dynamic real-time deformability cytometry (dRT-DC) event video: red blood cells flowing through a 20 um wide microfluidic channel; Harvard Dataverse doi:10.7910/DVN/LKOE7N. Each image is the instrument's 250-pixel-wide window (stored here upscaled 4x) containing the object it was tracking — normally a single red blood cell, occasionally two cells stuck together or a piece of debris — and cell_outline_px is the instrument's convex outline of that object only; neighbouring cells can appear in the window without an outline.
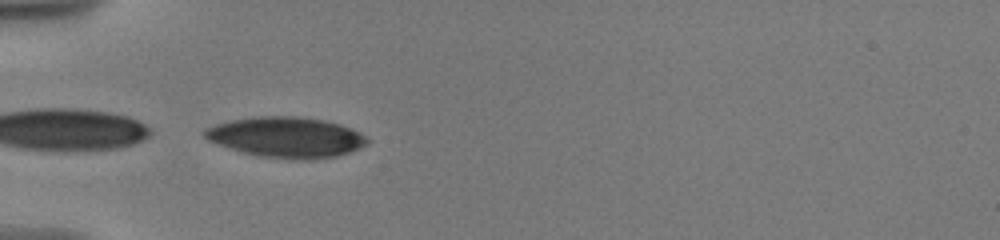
{"species": "human", "species_latin": "Homo sapiens", "temperature_condition": "warm", "stored_images_in_passage": 41, "camera_frame_rate_fps": 3000, "um_per_image_px": 0.085, "donor": {"sex": "male"}, "frame": {"image": 1, "passage_image": 2, "time_ms": 0.667, "image_size_px": [1000, 240], "cell_outline_px": [[372, 140], [368, 144], [360, 148], [336, 156], [304, 160], [292, 160], [260, 156], [244, 152], [208, 140], [204, 136], [204, 128], [216, 124], [232, 120], [256, 116], [296, 116], [324, 120], [340, 124], [360, 132]], "centroid_in_image_um": [24.38, 11.66], "position_along_channel_um": 60.6, "area_um2": 38.32}}
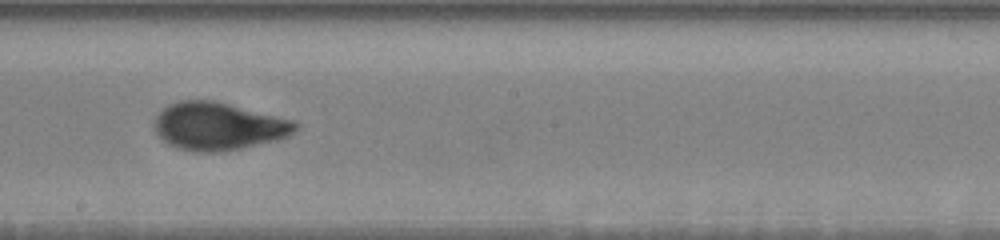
{"frame": {"image": 2, "passage_image": 20, "time_ms": 5.667, "image_size_px": [1000, 240], "cell_outline_px": [[300, 128], [288, 136], [276, 140], [240, 148], [220, 152], [196, 152], [176, 148], [168, 144], [152, 128], [152, 124], [156, 116], [168, 104], [180, 100], [212, 100], [296, 120], [300, 124]], "centroid_in_image_um": [18.57, 10.73], "position_along_channel_um": 229.6, "area_um2": 39.48}}
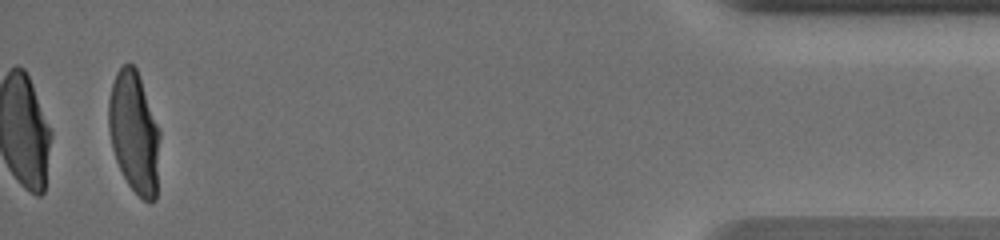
{"frame": {"image": 3, "passage_image": 41, "time_ms": 13.0, "image_size_px": [1000, 240], "cell_outline_px": [[160, 136], [156, 200], [144, 200], [128, 184], [116, 160], [112, 148], [108, 128], [108, 100], [112, 84], [116, 72], [124, 64], [132, 64], [136, 68], [160, 132]], "centroid_in_image_um": [11.39, 11.25], "position_along_channel_um": 423.8, "area_um2": 35.95}, "authors_computed_cell_mechanics": {"area_um2": 38.3214, "velocity_mm_per_s": 3.5592, "shape_relaxation_time_tau1_ms": 4.9059, "shape_relaxation_time_tau2_ms": 0.9035, "deformation_change_tau1": 0.2029, "deformation_change_tau2": 0.0585}}